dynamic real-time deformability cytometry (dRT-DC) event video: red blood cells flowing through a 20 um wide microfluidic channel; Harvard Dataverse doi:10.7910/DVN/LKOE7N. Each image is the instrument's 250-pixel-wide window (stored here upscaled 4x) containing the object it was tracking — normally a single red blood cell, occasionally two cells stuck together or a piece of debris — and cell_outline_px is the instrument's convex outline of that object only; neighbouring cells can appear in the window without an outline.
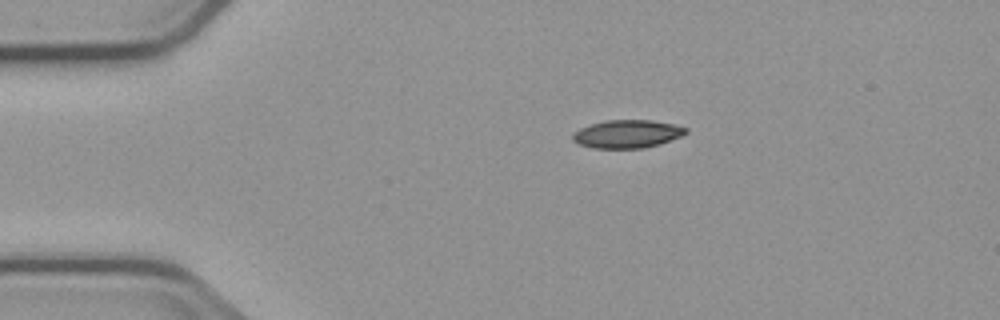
{"species": "common noctule bat (a hibernating species)", "species_latin": "Nyctalus noctula", "temperature_condition": "cold", "stored_images_in_passage": 3, "camera_frame_rate_fps": 3000, "um_per_image_px": 0.085, "animal": {"sex": "male", "body_mass_g": 23.1, "forearm_length_mm": 52.7}, "frame": {"image": 1, "passage_image": 1, "time_ms": 0.0, "image_size_px": [1000, 320], "cell_outline_px": [[688, 132], [680, 136], [660, 144], [644, 148], [592, 148], [580, 144], [572, 140], [572, 132], [580, 128], [604, 120], [652, 120], [672, 124], [688, 128]], "centroid_in_image_um": [53.29, 11.38], "position_along_channel_um": 31.7, "area_um2": 18.5}}
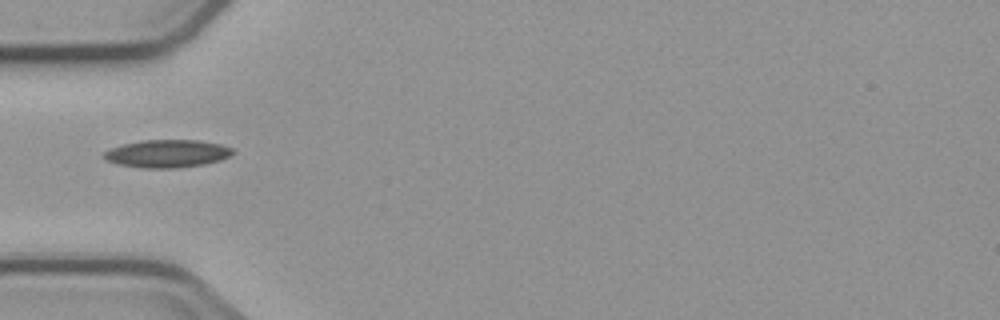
{"frame": {"image": 2, "passage_image": 3, "time_ms": 2.333, "image_size_px": [1000, 320], "cell_outline_px": [[236, 152], [220, 160], [204, 164], [176, 168], [140, 168], [116, 164], [104, 160], [100, 156], [104, 152], [112, 148], [124, 144], [140, 140], [196, 140], [220, 144], [232, 148]], "centroid_in_image_um": [14.16, 13.06], "position_along_channel_um": 70.8, "area_um2": 20.98}}